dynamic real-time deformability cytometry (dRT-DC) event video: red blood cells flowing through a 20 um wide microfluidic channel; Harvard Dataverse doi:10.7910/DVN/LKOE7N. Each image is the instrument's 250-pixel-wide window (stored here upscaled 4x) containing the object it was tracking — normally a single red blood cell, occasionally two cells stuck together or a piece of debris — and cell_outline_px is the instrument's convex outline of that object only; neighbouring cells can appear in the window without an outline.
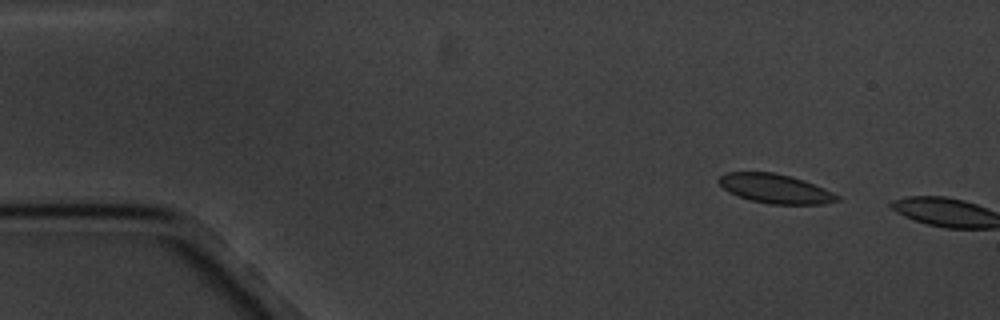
{"species": "common noctule bat (a hibernating species)", "species_latin": "Nyctalus noctula", "temperature_condition": "cold", "stored_images_in_passage": 3, "camera_frame_rate_fps": 3000, "um_per_image_px": 0.085, "animal": {"sex": "male", "body_mass_g": 20.1, "forearm_length_mm": 53.5}, "frame": {"image": 1, "passage_image": 2, "time_ms": 1.333, "image_size_px": [1000, 320], "cell_outline_px": [[840, 200], [824, 204], [768, 204], [736, 196], [728, 192], [716, 180], [720, 176], [728, 172], [772, 172], [804, 180], [824, 188], [840, 196]], "centroid_in_image_um": [65.89, 16.04], "position_along_channel_um": 19.1, "area_um2": 20.11}}